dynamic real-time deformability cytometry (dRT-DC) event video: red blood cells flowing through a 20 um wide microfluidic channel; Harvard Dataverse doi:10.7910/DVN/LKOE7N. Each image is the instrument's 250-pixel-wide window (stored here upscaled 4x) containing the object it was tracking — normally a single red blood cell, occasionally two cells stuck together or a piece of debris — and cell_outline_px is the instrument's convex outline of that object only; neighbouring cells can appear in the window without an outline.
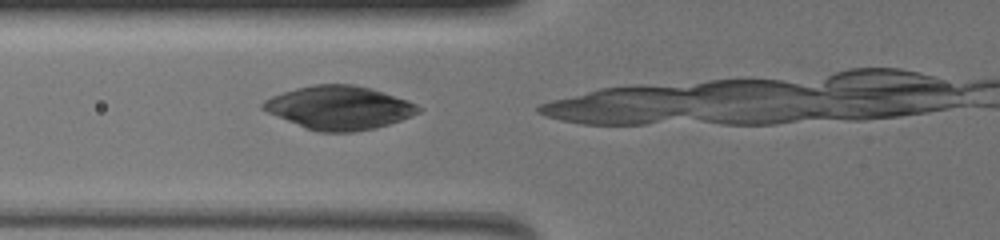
{"species": "common noctule bat (a hibernating species)", "species_latin": "Nyctalus noctula", "temperature_condition": "warm", "stored_images_in_passage": 5, "camera_frame_rate_fps": 3000, "um_per_image_px": 0.085, "animal": {"sex": "female", "body_mass_g": 19.5, "forearm_length_mm": 54.1}, "frame": {"image": 1, "passage_image": 2, "time_ms": 0.333, "image_size_px": [1000, 240], "cell_outline_px": [[424, 108], [420, 112], [412, 116], [376, 128], [352, 132], [320, 132], [304, 128], [268, 112], [260, 108], [260, 104], [264, 100], [272, 96], [296, 88], [316, 84], [352, 84], [372, 88], [408, 100]], "centroid_in_image_um": [28.84, 9.15], "position_along_channel_um": 97.0, "area_um2": 39.42}}